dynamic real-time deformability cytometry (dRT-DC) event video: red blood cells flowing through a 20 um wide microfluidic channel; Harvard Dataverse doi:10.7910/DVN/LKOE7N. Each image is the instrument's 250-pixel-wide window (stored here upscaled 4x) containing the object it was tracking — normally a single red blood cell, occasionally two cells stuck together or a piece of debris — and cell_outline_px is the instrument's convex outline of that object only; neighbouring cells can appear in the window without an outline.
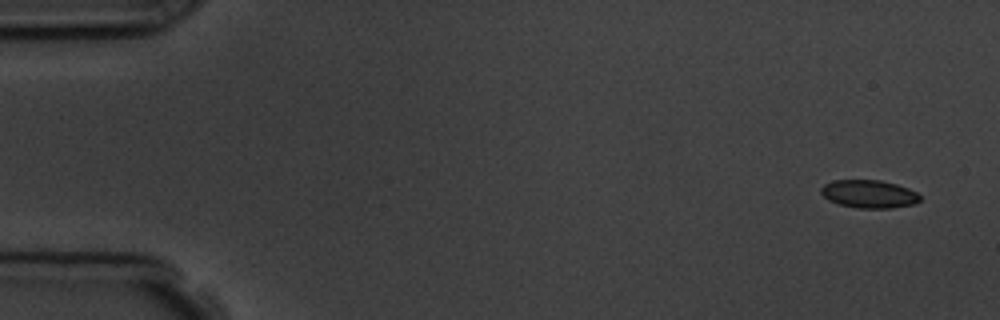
{"species": "common noctule bat (a hibernating species)", "species_latin": "Nyctalus noctula", "temperature_condition": "room temperature", "stored_images_in_passage": 5, "segment_of_instrument_passage": [1, 2], "camera_frame_rate_fps": 3000, "um_per_image_px": 0.085, "animal": {"sex": "male", "body_mass_g": 19.5, "forearm_length_mm": 54.6}, "frame": {"image": 1, "passage_image": 1, "time_ms": 0.0, "image_size_px": [1000, 320], "cell_outline_px": [[920, 200], [916, 204], [892, 208], [856, 208], [840, 204], [828, 200], [820, 192], [820, 188], [824, 184], [832, 180], [880, 180], [896, 184], [908, 188], [916, 192], [920, 196]], "centroid_in_image_um": [73.86, 16.49], "position_along_channel_um": 11.1, "area_um2": 16.24}}